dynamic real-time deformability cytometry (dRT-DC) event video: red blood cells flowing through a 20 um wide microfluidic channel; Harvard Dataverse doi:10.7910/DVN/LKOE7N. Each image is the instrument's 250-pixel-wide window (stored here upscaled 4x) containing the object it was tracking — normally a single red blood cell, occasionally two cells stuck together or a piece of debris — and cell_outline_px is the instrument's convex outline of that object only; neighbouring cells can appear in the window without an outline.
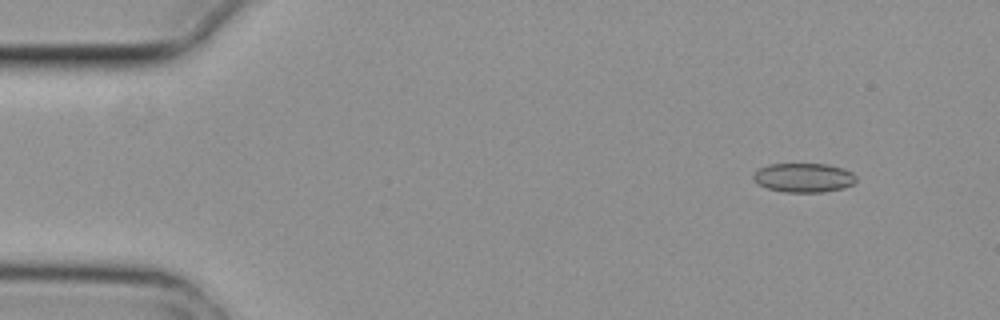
{"species": "common noctule bat (a hibernating species)", "species_latin": "Nyctalus noctula", "temperature_condition": "cold", "stored_images_in_passage": 4, "camera_frame_rate_fps": 3000, "um_per_image_px": 0.085, "animal": {"sex": "female", "body_mass_g": 29.2, "forearm_length_mm": 56.3}, "frame": {"image": 1, "passage_image": 1, "time_ms": 0.0, "image_size_px": [1000, 320], "cell_outline_px": [[856, 180], [852, 184], [844, 188], [820, 192], [784, 192], [768, 188], [752, 180], [752, 176], [760, 168], [768, 164], [828, 164], [844, 168], [852, 172], [856, 176]], "centroid_in_image_um": [68.33, 15.09], "position_along_channel_um": 16.7, "area_um2": 17.46}}